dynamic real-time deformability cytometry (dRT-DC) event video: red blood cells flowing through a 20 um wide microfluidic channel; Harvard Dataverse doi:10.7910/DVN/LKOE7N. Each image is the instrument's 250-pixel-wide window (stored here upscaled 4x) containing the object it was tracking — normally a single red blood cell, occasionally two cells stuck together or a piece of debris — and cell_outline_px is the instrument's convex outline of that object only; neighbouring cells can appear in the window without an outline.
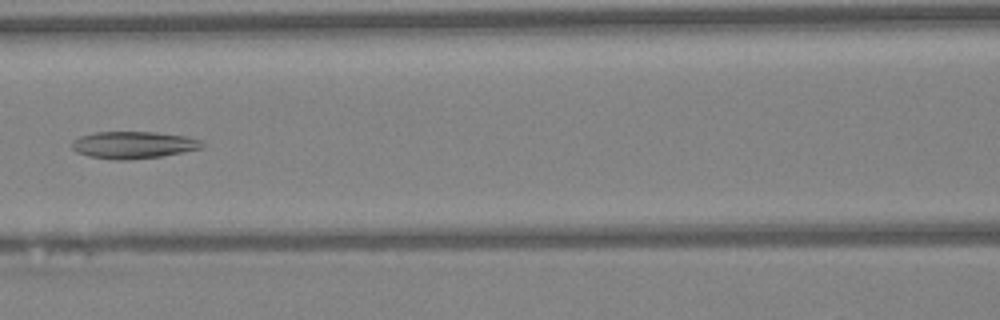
{"species": "Egyptian fruit bat (a non-hibernating species)", "species_latin": "Rousettus aegyptiacus", "temperature_condition": "warm", "stored_images_in_passage": 47, "camera_frame_rate_fps": 3000, "um_per_image_px": 0.085, "animal": {"sex": "female"}, "frame": {"image": 1, "passage_image": 21, "time_ms": 6.667, "image_size_px": [1000, 320], "cell_outline_px": [[204, 144], [200, 148], [160, 156], [128, 160], [112, 160], [88, 156], [76, 152], [72, 148], [72, 144], [80, 136], [96, 132], [156, 132], [184, 136], [200, 140]], "centroid_in_image_um": [11.3, 12.32], "position_along_channel_um": 155.3, "area_um2": 20.29}}
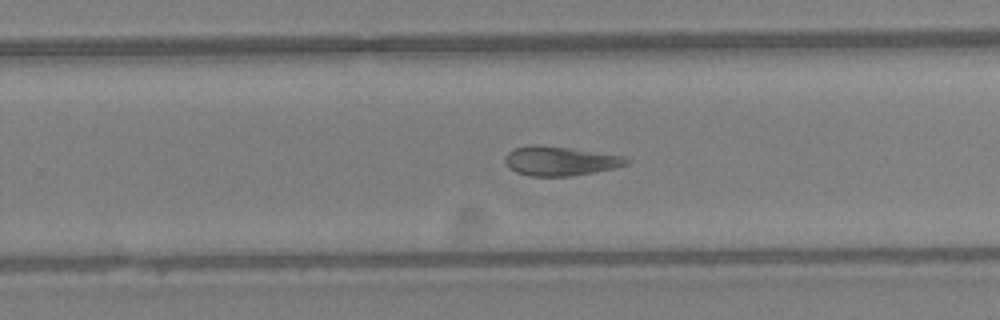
{"frame": {"image": 2, "passage_image": 30, "time_ms": 9.667, "image_size_px": [1000, 320], "cell_outline_px": [[632, 160], [628, 164], [596, 172], [572, 176], [532, 176], [516, 172], [508, 168], [504, 160], [508, 152], [512, 148], [536, 144], [568, 148], [624, 156]], "centroid_in_image_um": [47.59, 13.69], "position_along_channel_um": 282.2, "area_um2": 20.69}}
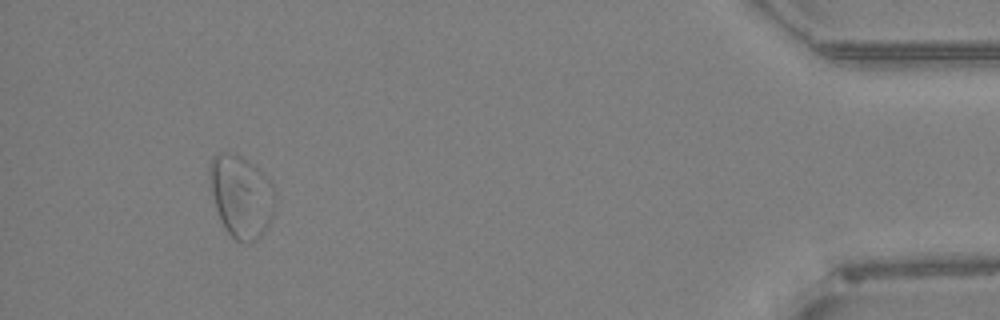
{"frame": {"image": 3, "passage_image": 44, "time_ms": 14.333, "image_size_px": [1000, 320], "cell_outline_px": [[272, 216], [268, 224], [260, 236], [256, 240], [248, 244], [244, 244], [236, 240], [228, 232], [216, 208], [208, 176], [208, 168], [212, 156], [224, 152], [228, 152], [240, 156], [256, 168], [272, 184]], "centroid_in_image_um": [20.45, 16.69], "position_along_channel_um": 414.8, "area_um2": 30.52}, "authors_computed_cell_mechanics": {"area_um2": 24.854, "velocity_mm_per_s": 4.2543, "shape_relaxation_time_tau1_ms": null, "shape_relaxation_time_tau2_ms": 3.1348, "deformation_change_tau1": null, "deformation_change_tau2": 0.1153}}